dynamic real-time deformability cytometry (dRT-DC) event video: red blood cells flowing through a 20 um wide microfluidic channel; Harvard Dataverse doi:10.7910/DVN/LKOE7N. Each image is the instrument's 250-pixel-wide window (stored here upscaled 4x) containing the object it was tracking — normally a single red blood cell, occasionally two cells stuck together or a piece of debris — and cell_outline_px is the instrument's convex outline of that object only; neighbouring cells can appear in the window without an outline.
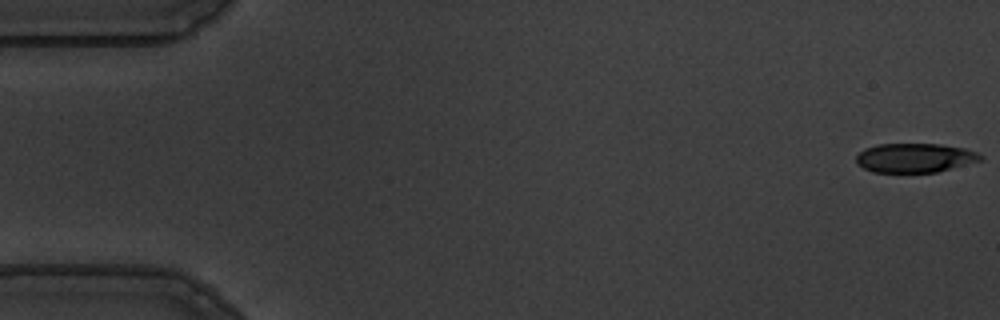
{"species": "common noctule bat (a hibernating species)", "species_latin": "Nyctalus noctula", "temperature_condition": "warm", "stored_images_in_passage": 56, "camera_frame_rate_fps": 3000, "um_per_image_px": 0.085, "animal": {"sex": "male", "body_mass_g": 19.5, "forearm_length_mm": 54.6}, "frame": {"image": 1, "passage_image": 1, "time_ms": 0.0, "image_size_px": [1000, 320], "cell_outline_px": [[984, 160], [936, 172], [872, 172], [856, 164], [856, 156], [864, 148], [880, 144], [940, 144], [964, 148], [976, 152], [984, 156]], "centroid_in_image_um": [77.77, 13.42], "position_along_channel_um": 7.2, "area_um2": 21.21}}
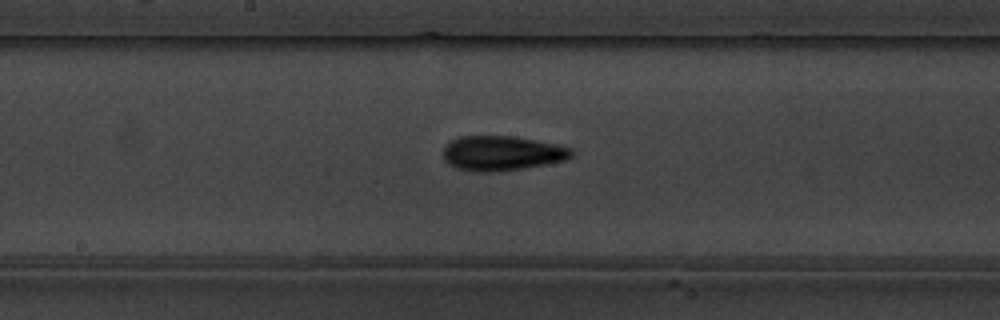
{"frame": {"image": 2, "passage_image": 29, "time_ms": 9.333, "image_size_px": [1000, 320], "cell_outline_px": [[572, 156], [564, 160], [524, 168], [492, 172], [476, 172], [456, 168], [448, 164], [444, 160], [444, 148], [452, 140], [460, 136], [512, 136], [572, 148]], "centroid_in_image_um": [42.61, 13.03], "position_along_channel_um": 205.6, "area_um2": 25.61}}
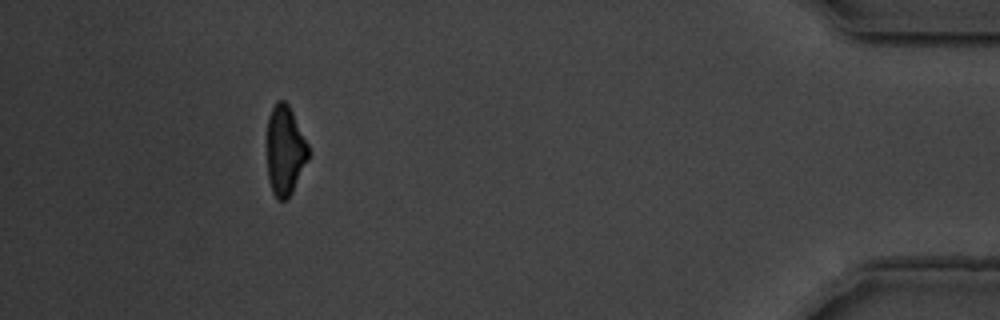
{"frame": {"image": 3, "passage_image": 51, "time_ms": 16.667, "image_size_px": [1000, 320], "cell_outline_px": [[312, 152], [288, 200], [276, 200], [272, 192], [268, 180], [268, 116], [276, 100], [284, 100], [288, 104]], "centroid_in_image_um": [24.24, 12.82], "position_along_channel_um": 411.0, "area_um2": 21.73}, "authors_computed_cell_mechanics": {"area_um2": 23.4668, "velocity_mm_per_s": 3.6187, "shape_relaxation_time_tau1_ms": 5.315, "shape_relaxation_time_tau2_ms": 3.6708, "deformation_change_tau1": 0.191, "deformation_change_tau2": 0.1123}}